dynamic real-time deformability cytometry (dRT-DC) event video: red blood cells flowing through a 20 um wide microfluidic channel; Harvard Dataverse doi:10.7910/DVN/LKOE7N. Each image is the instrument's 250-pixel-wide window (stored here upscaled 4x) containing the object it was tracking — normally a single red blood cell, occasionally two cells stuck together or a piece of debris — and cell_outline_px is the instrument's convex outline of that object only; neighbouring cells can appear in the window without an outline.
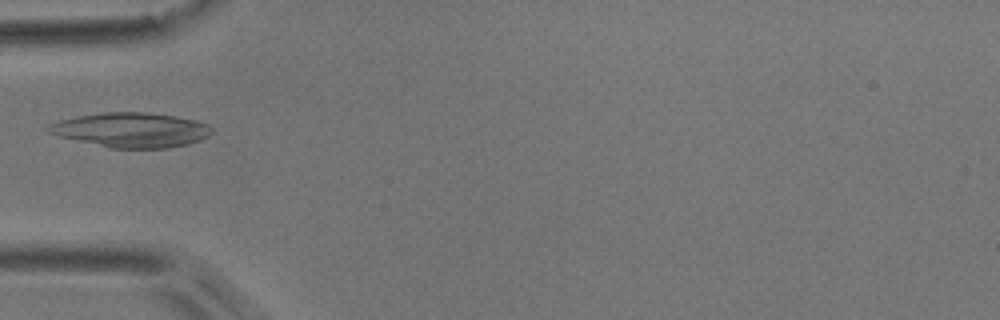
{"species": "common noctule bat (a hibernating species)", "species_latin": "Nyctalus noctula", "temperature_condition": "room temperature", "stored_images_in_passage": 7, "camera_frame_rate_fps": 3000, "um_per_image_px": 0.085, "animal": {"sex": "male", "body_mass_g": 17.9}, "frame": {"image": 1, "passage_image": 5, "time_ms": 1.333, "image_size_px": [1000, 320], "cell_outline_px": [[212, 132], [208, 136], [200, 140], [188, 144], [168, 148], [108, 148], [60, 136], [48, 132], [48, 124], [60, 120], [76, 116], [104, 112], [144, 112], [176, 116], [208, 124], [212, 128]], "centroid_in_image_um": [11.16, 11.05], "position_along_channel_um": 73.8, "area_um2": 32.89}}
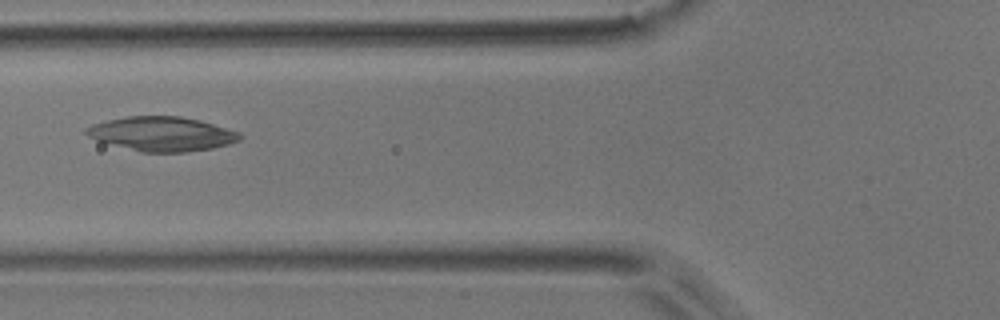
{"frame": {"image": 2, "passage_image": 6, "time_ms": 1.667, "image_size_px": [1000, 320], "cell_outline_px": [[244, 136], [240, 140], [228, 144], [212, 148], [188, 152], [140, 152], [96, 140], [88, 136], [84, 132], [84, 128], [92, 124], [124, 116], [180, 116], [200, 120], [240, 132]], "centroid_in_image_um": [13.76, 11.38], "position_along_channel_um": 112.0, "area_um2": 30.87}}
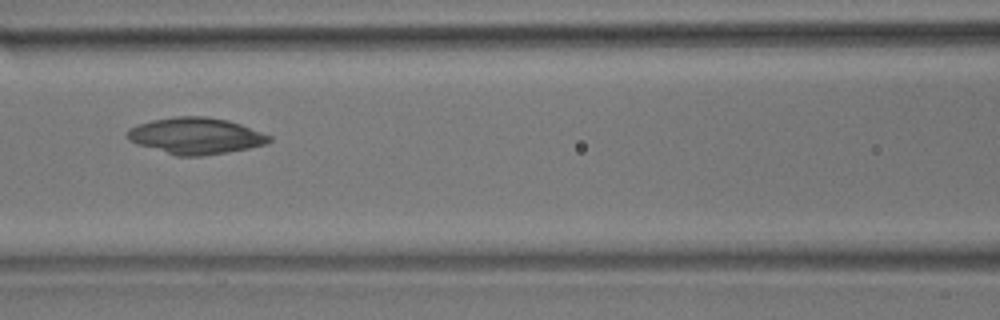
{"frame": {"image": 3, "passage_image": 7, "time_ms": 2.0, "image_size_px": [1000, 320], "cell_outline_px": [[272, 140], [268, 144], [228, 152], [204, 156], [176, 156], [136, 144], [128, 140], [124, 132], [128, 128], [152, 120], [176, 116], [204, 116], [228, 120], [240, 124], [272, 136]], "centroid_in_image_um": [16.62, 11.55], "position_along_channel_um": 150.0, "area_um2": 30.35}}